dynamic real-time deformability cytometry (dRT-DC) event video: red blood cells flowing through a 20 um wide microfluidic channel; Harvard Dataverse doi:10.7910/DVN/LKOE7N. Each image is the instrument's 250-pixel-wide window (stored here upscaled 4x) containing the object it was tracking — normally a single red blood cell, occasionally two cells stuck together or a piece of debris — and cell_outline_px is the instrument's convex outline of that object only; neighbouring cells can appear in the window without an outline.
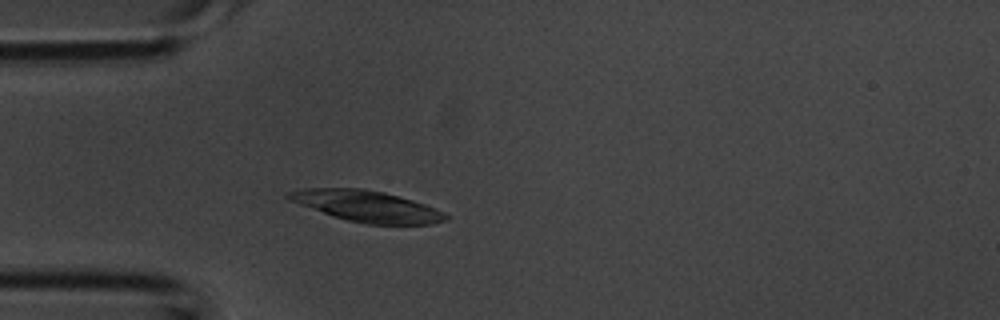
{"species": "common noctule bat (a hibernating species)", "species_latin": "Nyctalus noctula", "temperature_condition": "room temperature", "stored_images_in_passage": 1, "camera_frame_rate_fps": 3000, "um_per_image_px": 0.085, "animal": {"sex": "male", "body_mass_g": 20.1, "forearm_length_mm": 53.5}, "frame": {"image": 1, "passage_image": 1, "time_ms": 0.0, "image_size_px": [1000, 320], "cell_outline_px": [[448, 220], [432, 224], [368, 224], [348, 220], [288, 200], [284, 196], [288, 192], [304, 188], [364, 188], [384, 192], [412, 200], [424, 204], [444, 212], [448, 216]], "centroid_in_image_um": [31.2, 17.51], "position_along_channel_um": 53.8, "area_um2": 28.15}}